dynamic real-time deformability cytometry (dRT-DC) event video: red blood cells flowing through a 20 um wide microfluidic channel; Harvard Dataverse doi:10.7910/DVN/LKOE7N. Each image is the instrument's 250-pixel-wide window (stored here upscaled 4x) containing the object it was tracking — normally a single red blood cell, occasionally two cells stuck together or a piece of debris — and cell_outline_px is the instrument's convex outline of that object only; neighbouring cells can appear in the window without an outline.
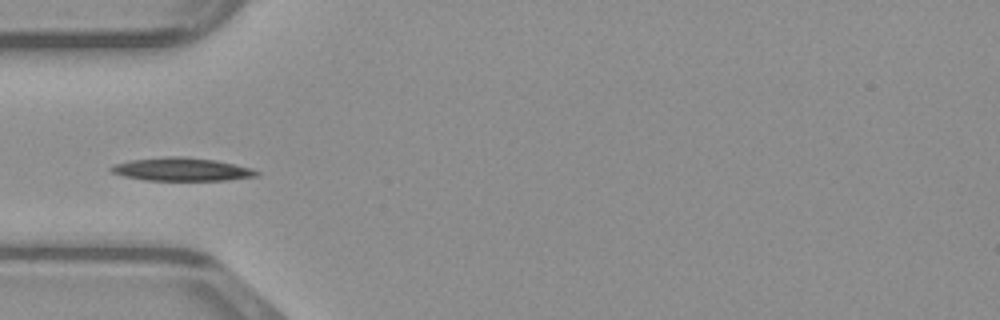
{"species": "common noctule bat (a hibernating species)", "species_latin": "Nyctalus noctula", "temperature_condition": "warm", "stored_images_in_passage": 18, "camera_frame_rate_fps": 3000, "um_per_image_px": 0.085, "animal": {"sex": "male", "body_mass_g": 23.1, "forearm_length_mm": 52.7}, "frame": {"image": 1, "passage_image": 11, "time_ms": 3.333, "image_size_px": [1000, 320], "cell_outline_px": [[260, 172], [256, 176], [228, 180], [144, 180], [124, 176], [112, 172], [108, 168], [116, 164], [128, 160], [164, 156], [184, 156], [216, 160], [252, 168]], "centroid_in_image_um": [15.43, 14.38], "position_along_channel_um": 69.6, "area_um2": 19.71}}